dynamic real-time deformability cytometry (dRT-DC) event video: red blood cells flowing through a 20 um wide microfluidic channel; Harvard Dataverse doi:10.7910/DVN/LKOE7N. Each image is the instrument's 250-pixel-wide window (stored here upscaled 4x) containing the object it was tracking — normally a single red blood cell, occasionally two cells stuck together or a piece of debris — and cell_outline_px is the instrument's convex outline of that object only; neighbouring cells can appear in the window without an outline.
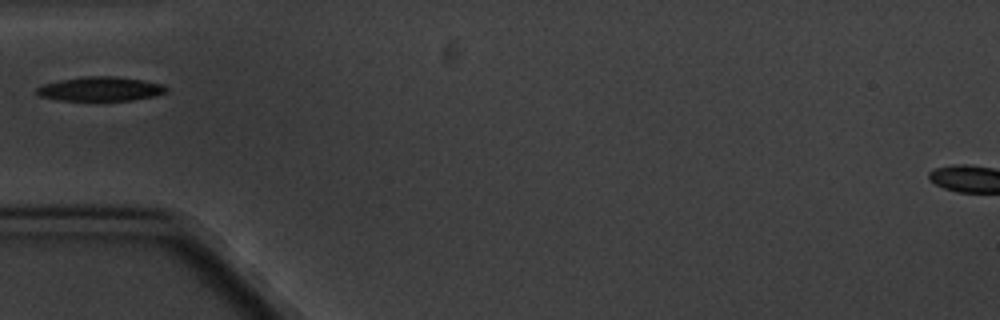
{"species": "common noctule bat (a hibernating species)", "species_latin": "Nyctalus noctula", "temperature_condition": "cold", "stored_images_in_passage": 1, "camera_frame_rate_fps": 3000, "um_per_image_px": 0.085, "animal": {"sex": "male", "body_mass_g": 20.1, "forearm_length_mm": 53.5}, "frame": {"image": 1, "passage_image": 1, "time_ms": 0.0, "image_size_px": [1000, 320], "cell_outline_px": [[168, 92], [152, 96], [132, 100], [56, 100], [40, 96], [36, 92], [36, 88], [44, 84], [60, 80], [88, 76], [116, 76], [144, 80], [164, 84], [168, 88]], "centroid_in_image_um": [8.57, 7.55], "position_along_channel_um": 76.4, "area_um2": 18.26}}